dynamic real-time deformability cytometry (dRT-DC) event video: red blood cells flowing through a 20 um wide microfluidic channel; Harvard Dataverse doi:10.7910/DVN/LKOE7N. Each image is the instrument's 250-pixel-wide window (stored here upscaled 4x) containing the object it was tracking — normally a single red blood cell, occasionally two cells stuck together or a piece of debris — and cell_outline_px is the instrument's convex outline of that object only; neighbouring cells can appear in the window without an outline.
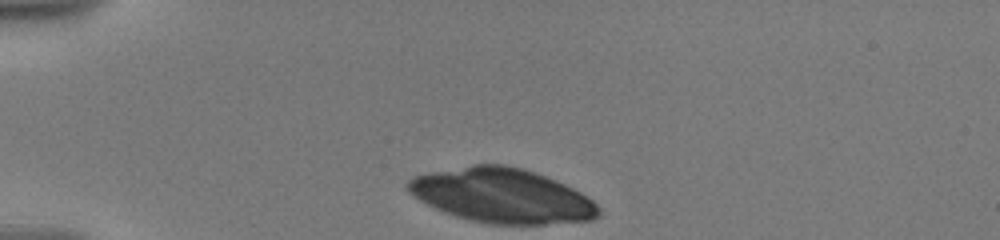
{"species": "human", "species_latin": "Homo sapiens", "temperature_condition": "warm", "stored_images_in_passage": 8, "camera_frame_rate_fps": 3000, "um_per_image_px": 0.085, "donor": {"sex": "male"}, "frame": {"image": 1, "passage_image": 1, "time_ms": 0.0, "image_size_px": [1000, 240], "cell_outline_px": [[600, 216], [592, 220], [544, 224], [488, 224], [468, 220], [456, 216], [436, 208], [420, 200], [408, 192], [404, 184], [412, 176], [428, 172], [472, 164], [504, 164], [524, 168], [556, 180], [580, 192], [592, 200], [600, 208]], "centroid_in_image_um": [42.64, 16.62], "position_along_channel_um": 42.4, "area_um2": 60.75}}